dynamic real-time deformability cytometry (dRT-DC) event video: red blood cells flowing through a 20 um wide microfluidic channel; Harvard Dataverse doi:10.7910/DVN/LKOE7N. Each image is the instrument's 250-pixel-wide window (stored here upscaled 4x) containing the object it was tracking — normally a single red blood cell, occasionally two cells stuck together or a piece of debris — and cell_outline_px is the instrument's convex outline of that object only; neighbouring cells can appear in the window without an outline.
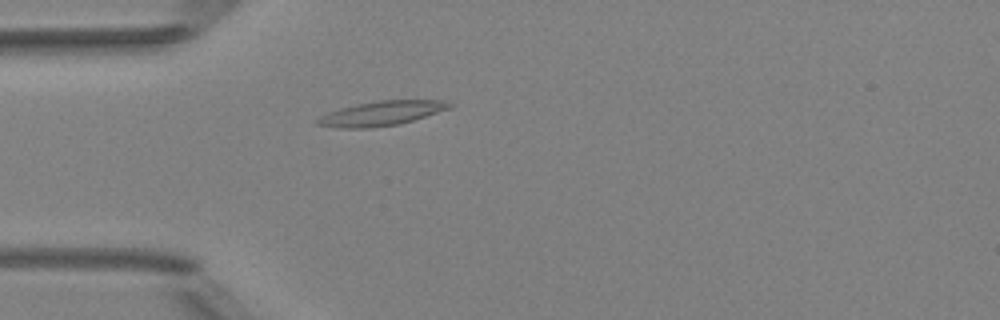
{"species": "Egyptian fruit bat (a non-hibernating species)", "species_latin": "Rousettus aegyptiacus", "temperature_condition": "room temperature", "stored_images_in_passage": 4, "camera_frame_rate_fps": 3000, "um_per_image_px": 0.085, "animal": {"sex": "female"}, "frame": {"image": 1, "passage_image": 4, "time_ms": 3.667, "image_size_px": [1000, 320], "cell_outline_px": [[452, 108], [412, 120], [396, 124], [368, 128], [340, 128], [316, 124], [312, 120], [328, 112], [340, 108], [356, 104], [380, 100], [444, 100], [452, 104]], "centroid_in_image_um": [32.38, 9.63], "position_along_channel_um": 52.6, "area_um2": 18.79}}